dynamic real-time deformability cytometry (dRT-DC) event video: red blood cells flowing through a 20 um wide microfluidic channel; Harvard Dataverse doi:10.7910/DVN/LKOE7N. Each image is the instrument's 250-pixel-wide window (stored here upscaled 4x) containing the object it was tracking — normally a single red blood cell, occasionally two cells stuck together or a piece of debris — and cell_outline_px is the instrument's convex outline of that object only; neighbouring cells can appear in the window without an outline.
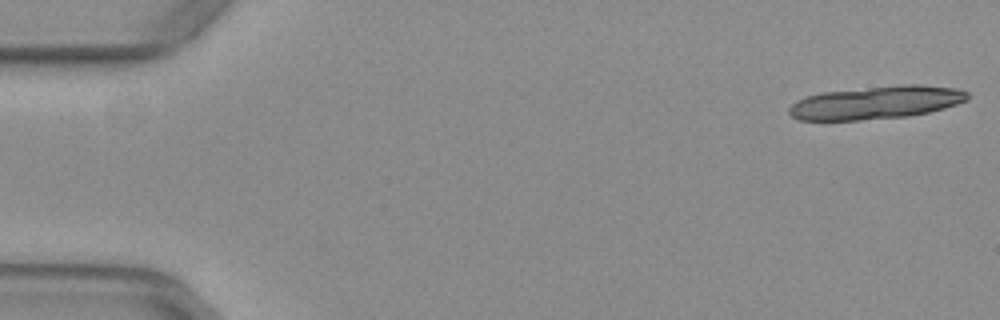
{"species": "common noctule bat (a hibernating species)", "species_latin": "Nyctalus noctula", "temperature_condition": "warm", "stored_images_in_passage": 17, "camera_frame_rate_fps": 3000, "um_per_image_px": 0.085, "animal": {"sex": "female", "body_mass_g": 29.2, "forearm_length_mm": 56.3}, "frame": {"image": 1, "passage_image": 1, "time_ms": 0.0, "image_size_px": [1000, 320], "cell_outline_px": [[968, 100], [944, 108], [928, 112], [908, 116], [860, 120], [800, 120], [792, 116], [788, 112], [788, 108], [796, 100], [820, 92], [900, 84], [920, 84], [960, 88], [968, 92]], "centroid_in_image_um": [74.49, 8.7], "position_along_channel_um": 10.5, "area_um2": 34.56}}